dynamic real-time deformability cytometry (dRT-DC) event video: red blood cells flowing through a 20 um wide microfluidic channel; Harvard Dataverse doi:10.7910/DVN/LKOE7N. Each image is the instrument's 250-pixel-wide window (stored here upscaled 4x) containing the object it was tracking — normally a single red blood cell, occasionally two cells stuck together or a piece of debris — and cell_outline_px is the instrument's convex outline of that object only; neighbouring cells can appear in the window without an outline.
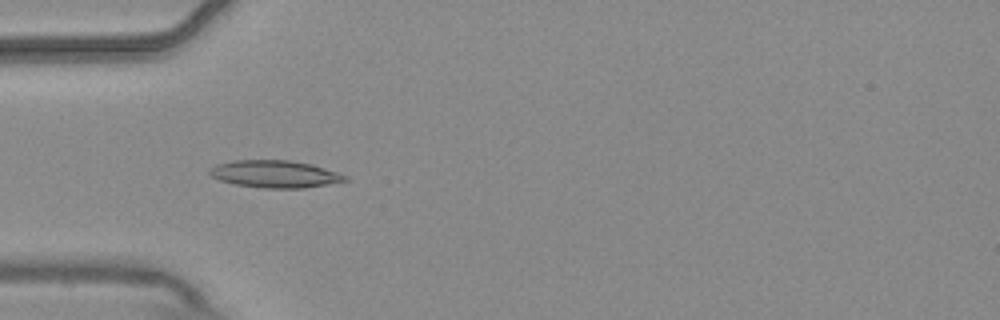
{"species": "common noctule bat (a hibernating species)", "species_latin": "Nyctalus noctula", "temperature_condition": "warm", "stored_images_in_passage": 5, "camera_frame_rate_fps": 3000, "um_per_image_px": 0.085, "animal": {"sex": "male", "body_mass_g": 20.4}, "frame": {"image": 1, "passage_image": 5, "time_ms": 1.333, "image_size_px": [1000, 320], "cell_outline_px": [[348, 180], [328, 184], [304, 188], [264, 188], [236, 184], [220, 180], [212, 176], [208, 172], [208, 168], [216, 164], [236, 160], [288, 160], [312, 164], [348, 176]], "centroid_in_image_um": [23.35, 14.79], "position_along_channel_um": 61.6, "area_um2": 21.44}}